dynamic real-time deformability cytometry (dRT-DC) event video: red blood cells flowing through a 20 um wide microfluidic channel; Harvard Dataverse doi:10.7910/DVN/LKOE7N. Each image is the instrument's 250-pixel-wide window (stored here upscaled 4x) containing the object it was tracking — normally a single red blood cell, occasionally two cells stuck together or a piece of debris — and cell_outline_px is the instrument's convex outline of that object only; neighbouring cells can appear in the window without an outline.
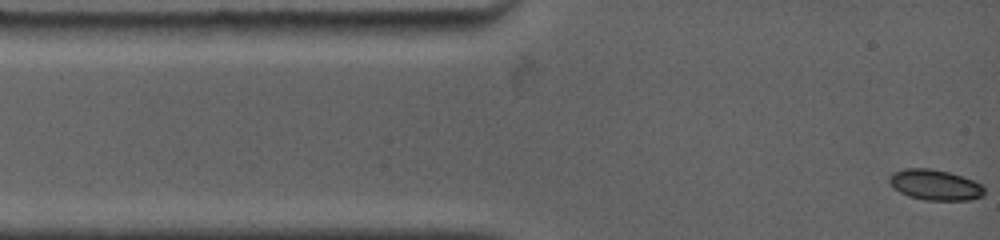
{"species": "common noctule bat (a hibernating species)", "species_latin": "Nyctalus noctula", "temperature_condition": "warm", "stored_images_in_passage": 27, "camera_frame_rate_fps": 4500, "um_per_image_px": 0.085, "animal": {"sex": "female", "body_mass_g": 19.0, "forearm_length_mm": 53.3}, "frame": {"image": 1, "passage_image": 1, "time_ms": 0.0, "image_size_px": [1000, 240], "cell_outline_px": [[984, 196], [968, 200], [924, 200], [908, 196], [892, 188], [888, 184], [888, 176], [892, 172], [904, 168], [928, 168], [948, 172], [972, 180], [980, 184], [984, 188]], "centroid_in_image_um": [79.41, 15.71], "position_along_channel_um": 5.6, "area_um2": 17.05}}
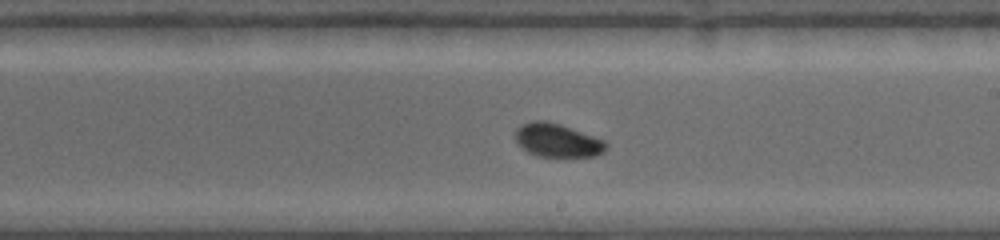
{"frame": {"image": 2, "passage_image": 16, "time_ms": 7.556, "image_size_px": [1000, 240], "cell_outline_px": [[608, 144], [596, 156], [536, 156], [520, 148], [516, 144], [516, 128], [520, 124], [532, 120], [548, 120], [560, 124], [604, 140]], "centroid_in_image_um": [47.29, 11.91], "position_along_channel_um": 241.7, "area_um2": 17.69}}
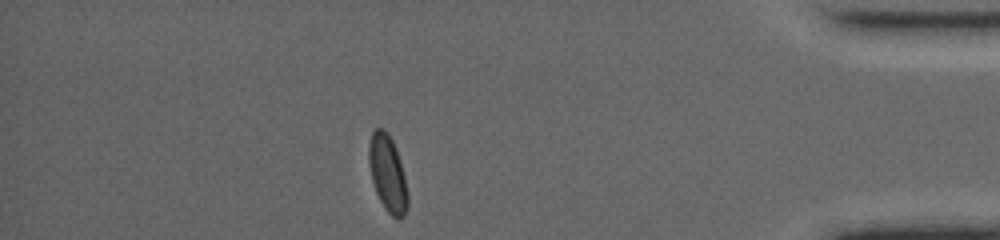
{"frame": {"image": 3, "passage_image": 27, "time_ms": 13.111, "image_size_px": [1000, 240], "cell_outline_px": [[408, 208], [404, 216], [400, 220], [396, 220], [388, 212], [380, 200], [376, 192], [372, 180], [368, 164], [368, 148], [372, 132], [376, 128], [384, 128], [388, 132], [396, 148], [400, 160], [404, 176], [408, 196]], "centroid_in_image_um": [32.95, 14.75], "position_along_channel_um": 402.3, "area_um2": 17.46}, "authors_computed_cell_mechanics": {"area_um2": 17.051, "velocity_mm_per_s": 3.7726, "shape_relaxation_time_tau1_ms": 4.6577, "shape_relaxation_time_tau2_ms": 6.3078, "deformation_change_tau1": 0.0961, "deformation_change_tau2": 0.0621}}